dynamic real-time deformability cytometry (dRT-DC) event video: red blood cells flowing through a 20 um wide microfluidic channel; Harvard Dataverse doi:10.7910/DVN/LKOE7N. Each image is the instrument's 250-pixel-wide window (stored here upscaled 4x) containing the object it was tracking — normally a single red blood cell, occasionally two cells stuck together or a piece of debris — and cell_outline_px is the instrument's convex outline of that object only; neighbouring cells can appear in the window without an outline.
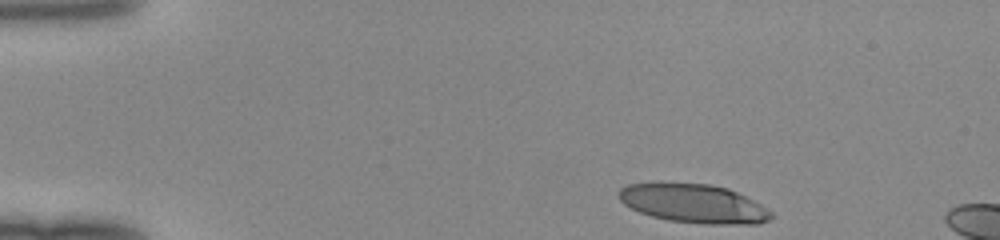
{"species": "human", "species_latin": "Homo sapiens", "temperature_condition": "room temperature", "stored_images_in_passage": 9, "camera_frame_rate_fps": 3000, "um_per_image_px": 0.085, "donor": {"sex": "female"}, "frame": {"image": 1, "passage_image": 1, "time_ms": 0.0, "image_size_px": [1000, 240], "cell_outline_px": [[772, 216], [768, 220], [760, 224], [704, 224], [668, 220], [652, 216], [640, 212], [624, 204], [616, 196], [616, 192], [620, 188], [628, 184], [708, 184], [728, 188], [768, 208], [772, 212]], "centroid_in_image_um": [58.96, 17.32], "position_along_channel_um": 26.0, "area_um2": 34.1}}